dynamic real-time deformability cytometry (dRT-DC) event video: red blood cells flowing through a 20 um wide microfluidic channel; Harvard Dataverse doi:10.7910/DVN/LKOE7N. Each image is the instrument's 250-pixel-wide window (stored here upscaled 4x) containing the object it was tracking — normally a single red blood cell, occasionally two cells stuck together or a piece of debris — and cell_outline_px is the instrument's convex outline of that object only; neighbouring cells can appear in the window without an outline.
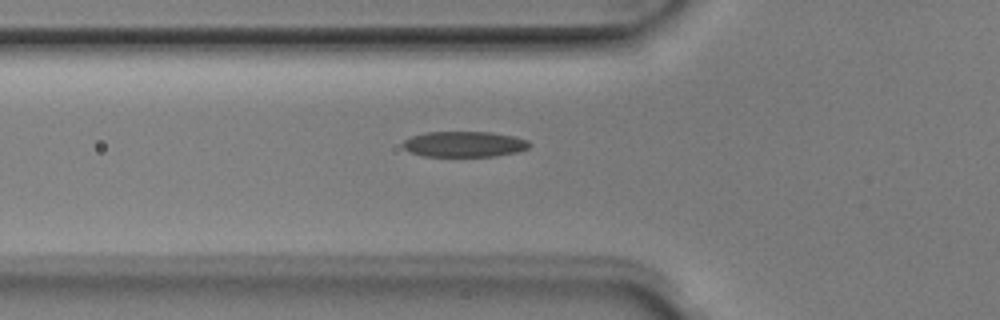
{"species": "Egyptian fruit bat (a non-hibernating species)", "species_latin": "Rousettus aegyptiacus", "temperature_condition": "room temperature", "stored_images_in_passage": 30, "camera_frame_rate_fps": 3000, "um_per_image_px": 0.085, "animal": {"sex": "male"}, "frame": {"image": 1, "passage_image": 2, "time_ms": 0.333, "image_size_px": [1000, 320], "cell_outline_px": [[532, 144], [528, 148], [516, 152], [496, 156], [424, 156], [408, 152], [400, 144], [404, 140], [412, 136], [424, 132], [492, 132], [512, 136], [528, 140]], "centroid_in_image_um": [39.43, 12.25], "position_along_channel_um": 86.4, "area_um2": 19.02}}
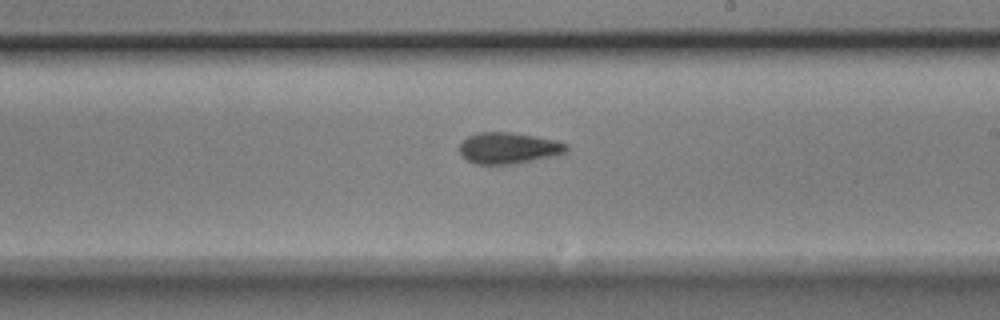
{"frame": {"image": 2, "passage_image": 14, "time_ms": 4.333, "image_size_px": [1000, 320], "cell_outline_px": [[568, 148], [564, 152], [552, 156], [516, 164], [476, 164], [468, 160], [460, 152], [460, 144], [468, 136], [480, 132], [512, 132], [556, 140], [568, 144]], "centroid_in_image_um": [43.23, 12.58], "position_along_channel_um": 245.8, "area_um2": 19.31}}
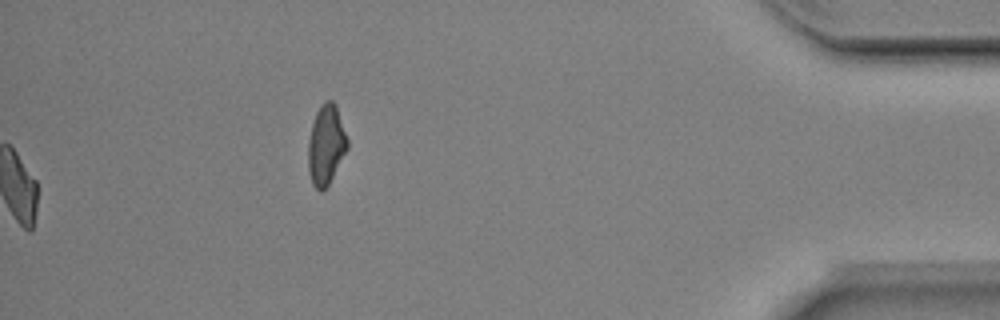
{"frame": {"image": 3, "passage_image": 30, "time_ms": 9.667, "image_size_px": [1000, 320], "cell_outline_px": [[348, 148], [328, 184], [320, 192], [312, 184], [308, 172], [308, 140], [312, 124], [316, 112], [320, 104], [324, 100], [332, 100], [336, 104], [348, 140]], "centroid_in_image_um": [27.7, 12.28], "position_along_channel_um": 407.5, "area_um2": 18.26}}